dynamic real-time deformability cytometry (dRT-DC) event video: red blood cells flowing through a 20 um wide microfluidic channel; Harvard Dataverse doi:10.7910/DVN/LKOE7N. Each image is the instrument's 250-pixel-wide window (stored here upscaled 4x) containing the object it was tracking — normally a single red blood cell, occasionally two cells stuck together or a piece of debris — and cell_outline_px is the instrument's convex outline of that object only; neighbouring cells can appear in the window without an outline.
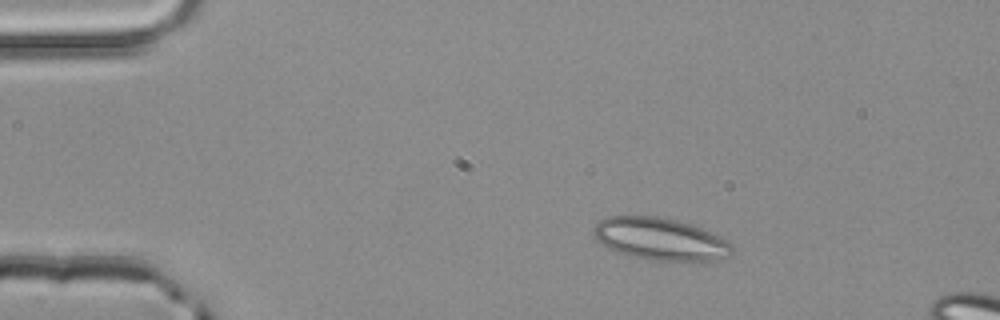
{"species": "common noctule bat (a hibernating species)", "species_latin": "Nyctalus noctula", "temperature_condition": "room temperature", "stored_images_in_passage": 46, "segment_of_instrument_passage": [1, 2], "camera_frame_rate_fps": 3000, "um_per_image_px": 0.085, "animal": {"sex": "male", "body_mass_g": 20.4}, "frame": {"image": 1, "passage_image": 2, "time_ms": 0.333, "image_size_px": [1000, 320], "cell_outline_px": [[732, 256], [712, 260], [652, 260], [632, 256], [608, 248], [592, 232], [592, 228], [600, 220], [608, 216], [656, 216], [676, 220], [700, 228], [732, 244]], "centroid_in_image_um": [56.1, 20.31], "position_along_channel_um": 28.9, "area_um2": 33.35}}
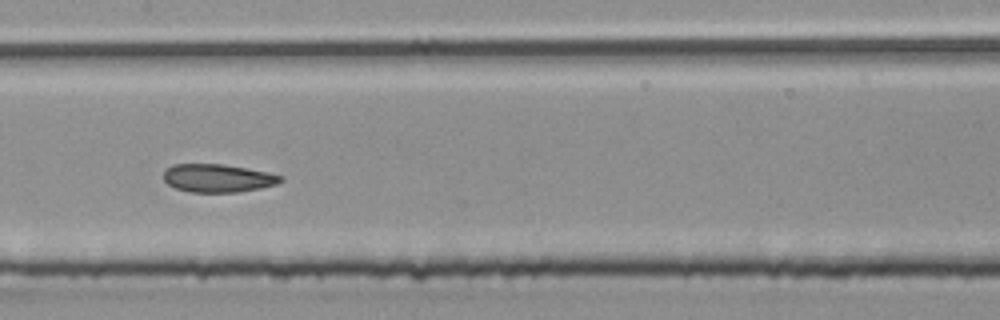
{"frame": {"image": 2, "passage_image": 19, "time_ms": 6.0, "image_size_px": [1000, 320], "cell_outline_px": [[284, 180], [276, 184], [260, 188], [236, 192], [188, 192], [176, 188], [168, 184], [164, 180], [164, 172], [172, 164], [220, 164], [268, 172], [280, 176]], "centroid_in_image_um": [18.49, 15.14], "position_along_channel_um": 188.9, "area_um2": 18.96}}
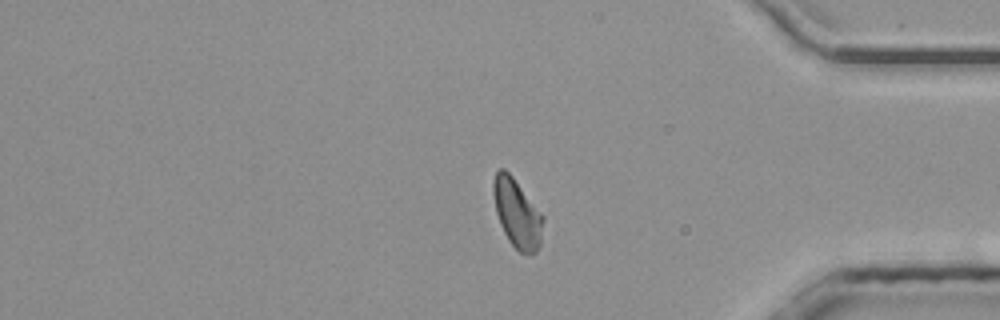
{"frame": {"image": 3, "passage_image": 36, "time_ms": 11.667, "image_size_px": [1000, 320], "cell_outline_px": [[544, 220], [540, 244], [536, 252], [528, 256], [520, 252], [508, 240], [500, 224], [496, 212], [492, 192], [492, 180], [496, 172], [500, 168], [504, 168], [512, 176], [544, 216]], "centroid_in_image_um": [43.94, 18.14], "position_along_channel_um": 391.3, "area_um2": 20.0}}